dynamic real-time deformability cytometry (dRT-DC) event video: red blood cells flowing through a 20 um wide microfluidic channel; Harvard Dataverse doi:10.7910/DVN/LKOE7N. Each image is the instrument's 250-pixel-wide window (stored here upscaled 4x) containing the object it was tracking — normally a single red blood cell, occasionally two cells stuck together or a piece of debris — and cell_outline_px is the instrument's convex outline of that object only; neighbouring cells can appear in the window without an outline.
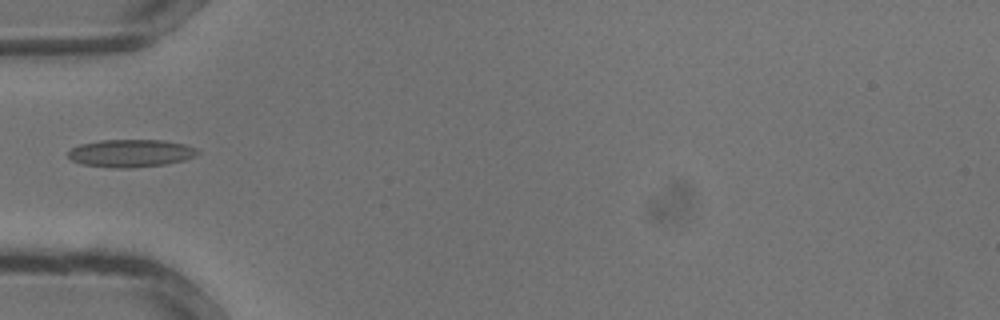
{"species": "common noctule bat (a hibernating species)", "species_latin": "Nyctalus noctula", "temperature_condition": "warm", "stored_images_in_passage": 22, "camera_frame_rate_fps": 3000, "um_per_image_px": 0.085, "animal": {"sex": "male", "body_mass_g": 13.3}, "frame": {"image": 1, "passage_image": 1, "time_ms": 0.0, "image_size_px": [1000, 320], "cell_outline_px": [[200, 152], [196, 156], [184, 160], [164, 164], [132, 168], [108, 168], [84, 164], [72, 160], [68, 156], [68, 152], [72, 148], [80, 144], [100, 140], [164, 140], [184, 144], [196, 148]], "centroid_in_image_um": [11.13, 13.02], "position_along_channel_um": 73.9, "area_um2": 20.92}}
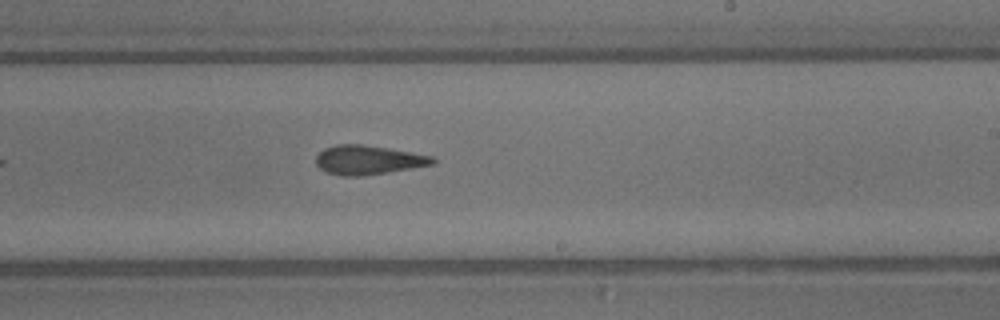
{"frame": {"image": 2, "passage_image": 10, "time_ms": 3.0, "image_size_px": [1000, 320], "cell_outline_px": [[436, 164], [364, 176], [340, 176], [328, 172], [320, 168], [316, 164], [316, 156], [324, 148], [336, 144], [360, 144], [388, 148], [432, 156], [436, 160]], "centroid_in_image_um": [31.29, 13.6], "position_along_channel_um": 257.7, "area_um2": 19.83}}
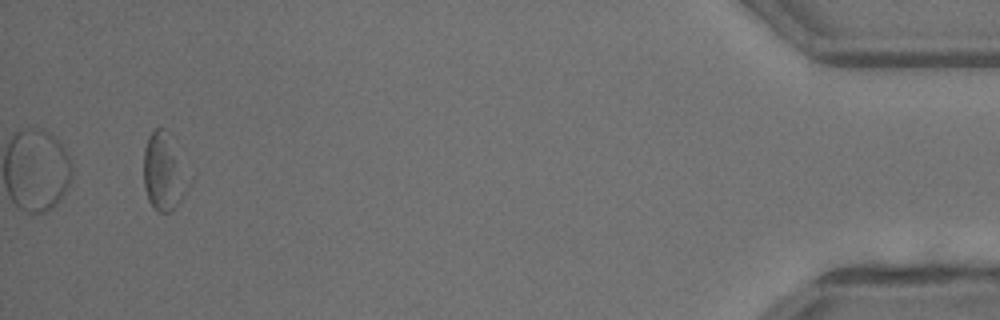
{"frame": {"image": 3, "passage_image": 22, "time_ms": 7.0, "image_size_px": [1000, 320], "cell_outline_px": [[192, 184], [176, 208], [172, 212], [160, 212], [148, 200], [144, 188], [144, 148], [148, 136], [156, 128], [168, 128], [172, 132]], "centroid_in_image_um": [13.98, 14.56], "position_along_channel_um": 421.2, "area_um2": 21.15}}